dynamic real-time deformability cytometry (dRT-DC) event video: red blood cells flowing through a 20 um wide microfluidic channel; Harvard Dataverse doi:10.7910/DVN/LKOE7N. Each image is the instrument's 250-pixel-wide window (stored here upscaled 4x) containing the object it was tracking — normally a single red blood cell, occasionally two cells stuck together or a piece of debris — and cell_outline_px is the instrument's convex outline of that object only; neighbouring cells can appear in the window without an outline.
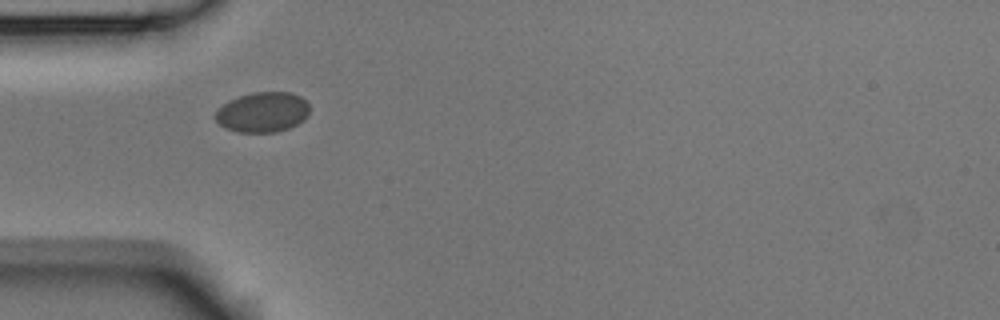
{"species": "Egyptian fruit bat (a non-hibernating species)", "species_latin": "Rousettus aegyptiacus", "temperature_condition": "room temperature", "stored_images_in_passage": 4, "camera_frame_rate_fps": 3000, "um_per_image_px": 0.085, "animal": {"sex": "male"}, "frame": {"image": 1, "passage_image": 1, "time_ms": 0.0, "image_size_px": [1000, 320], "cell_outline_px": [[308, 112], [304, 120], [288, 128], [276, 132], [236, 132], [224, 128], [216, 120], [216, 112], [228, 100], [252, 92], [292, 92], [300, 96], [308, 104]], "centroid_in_image_um": [22.32, 9.53], "position_along_channel_um": 62.7, "area_um2": 21.91}}
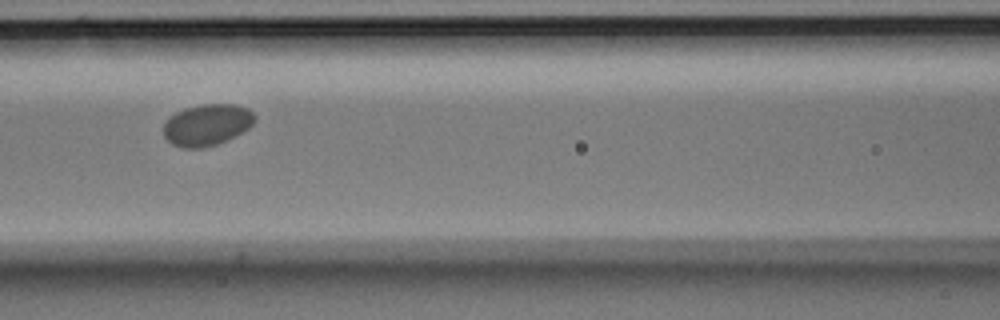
{"frame": {"image": 2, "passage_image": 3, "time_ms": 0.667, "image_size_px": [1000, 320], "cell_outline_px": [[256, 120], [248, 128], [216, 144], [204, 148], [180, 148], [172, 144], [164, 136], [164, 124], [176, 112], [184, 108], [200, 104], [236, 104], [248, 108], [256, 116]], "centroid_in_image_um": [17.59, 10.6], "position_along_channel_um": 149.0, "area_um2": 21.91}}
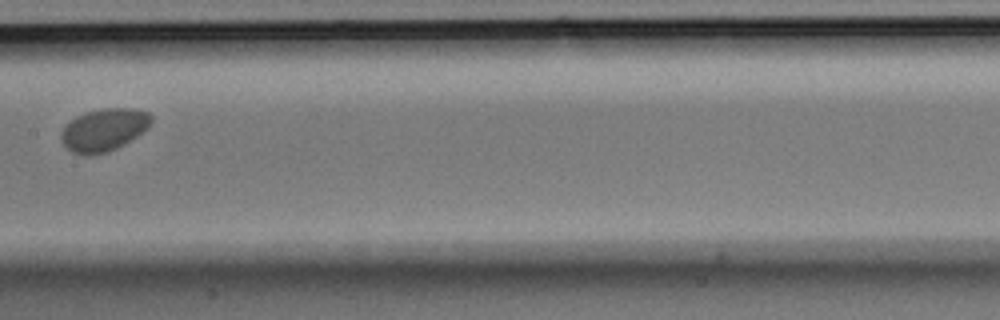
{"frame": {"image": 3, "passage_image": 4, "time_ms": 1.0, "image_size_px": [1000, 320], "cell_outline_px": [[152, 120], [148, 128], [124, 144], [108, 152], [88, 156], [72, 152], [64, 144], [60, 136], [60, 132], [64, 124], [76, 116], [84, 112], [104, 108], [136, 108], [148, 112], [152, 116]], "centroid_in_image_um": [8.82, 11.02], "position_along_channel_um": 198.6, "area_um2": 22.54}}